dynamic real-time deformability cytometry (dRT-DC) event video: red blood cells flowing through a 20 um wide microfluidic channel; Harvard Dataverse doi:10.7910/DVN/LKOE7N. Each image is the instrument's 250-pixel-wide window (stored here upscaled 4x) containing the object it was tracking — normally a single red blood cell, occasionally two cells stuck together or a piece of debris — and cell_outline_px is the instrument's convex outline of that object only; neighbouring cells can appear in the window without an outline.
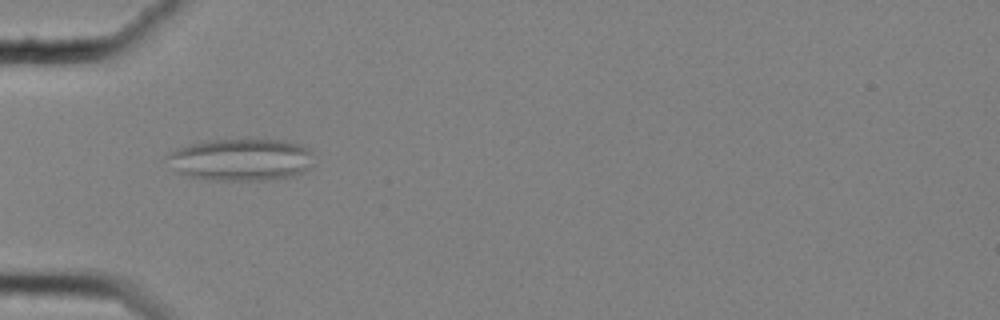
{"species": "common noctule bat (a hibernating species)", "species_latin": "Nyctalus noctula", "temperature_condition": "cold", "stored_images_in_passage": 3, "camera_frame_rate_fps": 3000, "um_per_image_px": 0.085, "animal": {"sex": "female", "body_mass_g": 25.1}, "frame": {"image": 1, "passage_image": 1, "time_ms": 0.0, "image_size_px": [1000, 320], "cell_outline_px": [[312, 152], [308, 168], [304, 172], [292, 176], [264, 180], [208, 180], [188, 176], [176, 172], [172, 168], [164, 156], [176, 148], [208, 140], [284, 140], [300, 144], [308, 148]], "centroid_in_image_um": [20.43, 13.57], "position_along_channel_um": 64.6, "area_um2": 36.01}}